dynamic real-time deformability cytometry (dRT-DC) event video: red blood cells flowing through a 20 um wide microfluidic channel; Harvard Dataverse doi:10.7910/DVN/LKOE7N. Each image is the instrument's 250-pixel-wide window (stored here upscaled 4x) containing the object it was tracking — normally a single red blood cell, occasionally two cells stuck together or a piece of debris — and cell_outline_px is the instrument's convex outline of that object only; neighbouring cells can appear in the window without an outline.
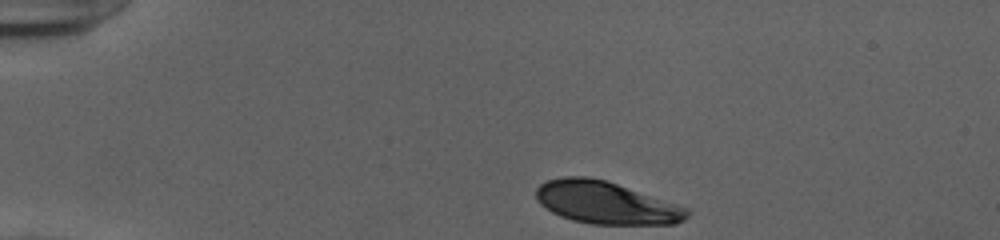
{"species": "human", "species_latin": "Homo sapiens", "temperature_condition": "cold", "stored_images_in_passage": 35, "camera_frame_rate_fps": 3000, "um_per_image_px": 0.085, "donor": {"sex": "female"}, "frame": {"image": 1, "passage_image": 1, "time_ms": 0.0, "image_size_px": [1000, 240], "cell_outline_px": [[692, 212], [684, 220], [676, 224], [592, 224], [572, 220], [560, 216], [544, 208], [536, 200], [536, 188], [540, 184], [548, 180], [564, 176], [584, 176], [604, 180], [688, 208]], "centroid_in_image_um": [51.48, 17.24], "position_along_channel_um": 33.5, "area_um2": 37.11}}
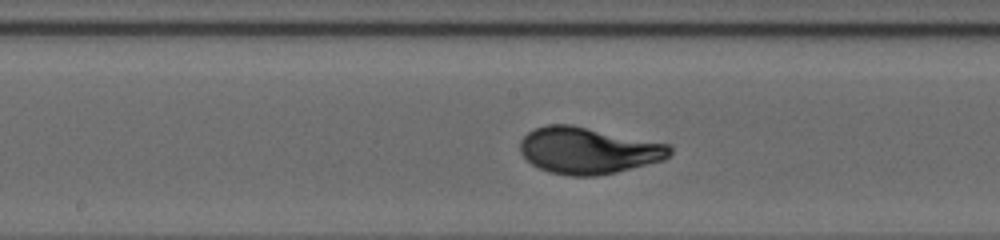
{"frame": {"image": 2, "passage_image": 19, "time_ms": 6.0, "image_size_px": [1000, 240], "cell_outline_px": [[672, 152], [664, 160], [616, 172], [596, 176], [568, 176], [548, 172], [532, 164], [520, 152], [520, 140], [528, 132], [536, 128], [548, 124], [572, 124], [668, 144], [672, 148]], "centroid_in_image_um": [49.98, 12.79], "position_along_channel_um": 198.2, "area_um2": 40.63}}
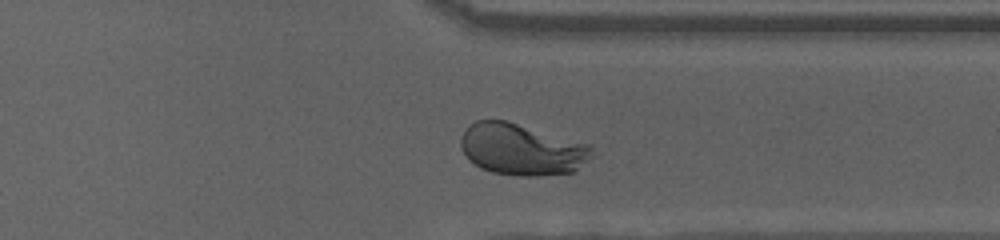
{"frame": {"image": 3, "passage_image": 32, "time_ms": 10.333, "image_size_px": [1000, 240], "cell_outline_px": [[592, 156], [576, 172], [540, 176], [520, 176], [492, 172], [480, 168], [468, 160], [460, 144], [460, 140], [464, 132], [476, 120], [508, 120], [592, 144]], "centroid_in_image_um": [44.4, 12.7], "position_along_channel_um": 367.0, "area_um2": 39.88}, "authors_computed_cell_mechanics": {"area_um2": 39.4774, "velocity_mm_per_s": 3.8951, "shape_relaxation_time_tau1_ms": 3.3756, "shape_relaxation_time_tau2_ms": null, "deformation_change_tau1": 0.1712, "deformation_change_tau2": null}}